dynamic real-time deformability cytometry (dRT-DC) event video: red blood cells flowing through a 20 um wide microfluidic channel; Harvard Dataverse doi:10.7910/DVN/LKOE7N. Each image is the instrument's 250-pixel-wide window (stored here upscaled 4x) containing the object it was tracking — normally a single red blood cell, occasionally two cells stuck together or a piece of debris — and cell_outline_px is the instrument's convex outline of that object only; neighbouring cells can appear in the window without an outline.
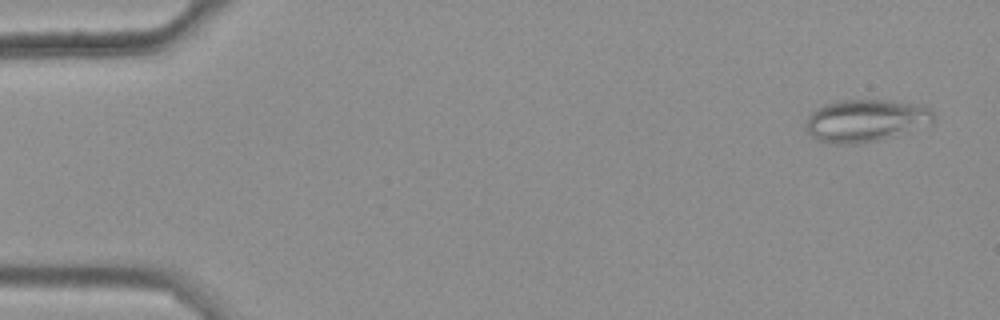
{"species": "common noctule bat (a hibernating species)", "species_latin": "Nyctalus noctula", "temperature_condition": "warm", "stored_images_in_passage": 14, "camera_frame_rate_fps": 3000, "um_per_image_px": 0.085, "animal": {"sex": "female", "body_mass_g": 25.1}, "frame": {"image": 1, "passage_image": 3, "time_ms": 0.667, "image_size_px": [1000, 320], "cell_outline_px": [[936, 120], [892, 136], [880, 140], [856, 144], [836, 144], [816, 140], [804, 128], [804, 124], [808, 116], [816, 108], [824, 104], [836, 100], [888, 100], [924, 104], [936, 116]], "centroid_in_image_um": [73.53, 10.23], "position_along_channel_um": 11.5, "area_um2": 31.67}}